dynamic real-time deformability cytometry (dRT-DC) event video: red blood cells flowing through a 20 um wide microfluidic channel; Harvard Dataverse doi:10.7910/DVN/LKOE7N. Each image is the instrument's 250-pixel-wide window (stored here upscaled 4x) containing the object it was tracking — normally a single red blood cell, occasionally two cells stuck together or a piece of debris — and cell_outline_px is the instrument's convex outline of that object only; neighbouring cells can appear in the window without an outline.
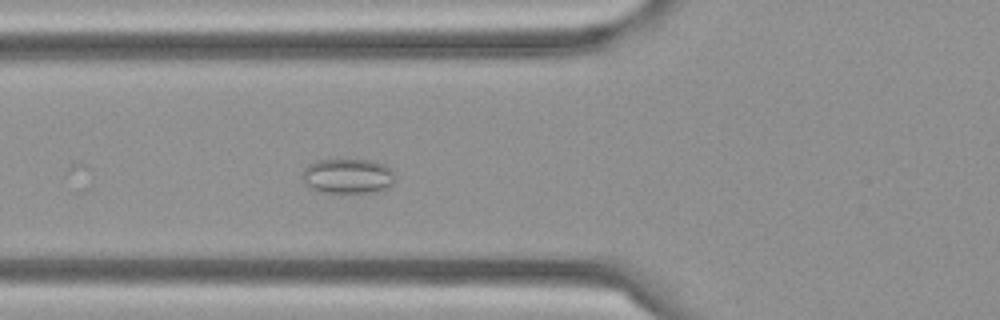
{"species": "Egyptian fruit bat (a non-hibernating species)", "species_latin": "Rousettus aegyptiacus", "temperature_condition": "cold", "stored_images_in_passage": 14, "camera_frame_rate_fps": 3000, "um_per_image_px": 0.085, "frame": {"image": 1, "passage_image": 3, "time_ms": 0.667, "image_size_px": [1000, 320], "cell_outline_px": [[392, 184], [384, 188], [372, 192], [324, 192], [312, 188], [300, 176], [304, 168], [308, 164], [320, 160], [348, 156], [372, 160], [384, 164], [392, 172]], "centroid_in_image_um": [29.51, 14.89], "position_along_channel_um": 96.3, "area_um2": 19.13}}